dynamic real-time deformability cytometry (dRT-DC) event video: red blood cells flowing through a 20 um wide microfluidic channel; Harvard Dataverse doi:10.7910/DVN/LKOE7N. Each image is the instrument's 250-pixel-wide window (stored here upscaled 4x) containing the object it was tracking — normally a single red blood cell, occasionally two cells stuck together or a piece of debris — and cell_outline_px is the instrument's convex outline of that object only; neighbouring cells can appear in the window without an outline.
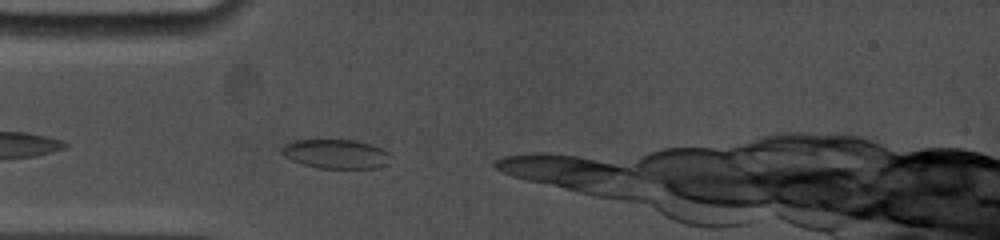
{"species": "common noctule bat (a hibernating species)", "species_latin": "Nyctalus noctula", "temperature_condition": "cold", "stored_images_in_passage": 2, "camera_frame_rate_fps": 5000, "um_per_image_px": 0.085, "animal": {"sex": "female", "body_mass_g": 19.0, "forearm_length_mm": 53.3}, "frame": {"image": 1, "passage_image": 2, "time_ms": 1.2, "image_size_px": [1000, 240], "cell_outline_px": [[388, 164], [376, 168], [320, 168], [304, 164], [292, 160], [284, 156], [280, 152], [280, 148], [284, 144], [296, 140], [356, 140], [372, 144], [384, 148], [388, 152]], "centroid_in_image_um": [28.55, 13.07], "position_along_channel_um": 56.4, "area_um2": 18.55}}